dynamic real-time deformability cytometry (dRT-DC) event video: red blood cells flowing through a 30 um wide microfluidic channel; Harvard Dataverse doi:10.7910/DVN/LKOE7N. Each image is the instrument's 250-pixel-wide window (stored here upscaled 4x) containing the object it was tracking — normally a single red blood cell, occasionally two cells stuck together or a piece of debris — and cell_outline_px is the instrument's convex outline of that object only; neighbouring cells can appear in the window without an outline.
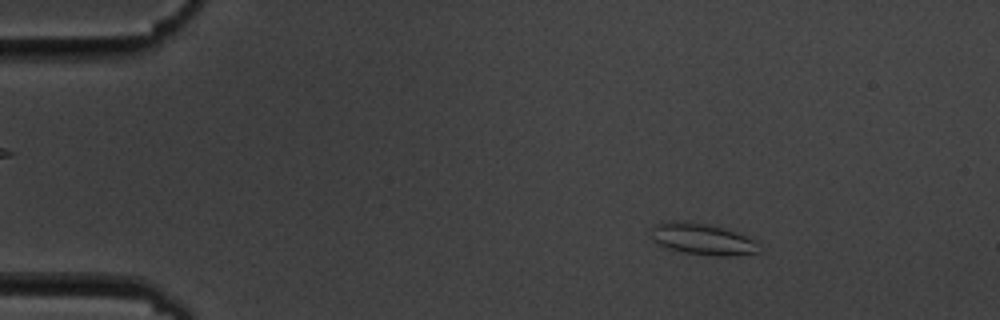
{"species": "common noctule bat (a hibernating species)", "species_latin": "Nyctalus noctula", "temperature_condition": "cold", "stored_images_in_passage": 4, "camera_frame_rate_fps": 3000, "um_per_image_px": 0.085, "animal": {"sex": "male", "body_mass_g": 19.5, "forearm_length_mm": 54.6}, "frame": {"image": 1, "passage_image": 2, "time_ms": 1.0, "image_size_px": [1000, 320], "cell_outline_px": [[760, 252], [728, 256], [712, 256], [684, 252], [668, 248], [652, 240], [648, 236], [652, 228], [656, 224], [664, 220], [676, 220], [708, 224], [724, 228], [736, 232], [752, 240]], "centroid_in_image_um": [59.6, 20.31], "position_along_channel_um": 25.4, "area_um2": 19.65}}